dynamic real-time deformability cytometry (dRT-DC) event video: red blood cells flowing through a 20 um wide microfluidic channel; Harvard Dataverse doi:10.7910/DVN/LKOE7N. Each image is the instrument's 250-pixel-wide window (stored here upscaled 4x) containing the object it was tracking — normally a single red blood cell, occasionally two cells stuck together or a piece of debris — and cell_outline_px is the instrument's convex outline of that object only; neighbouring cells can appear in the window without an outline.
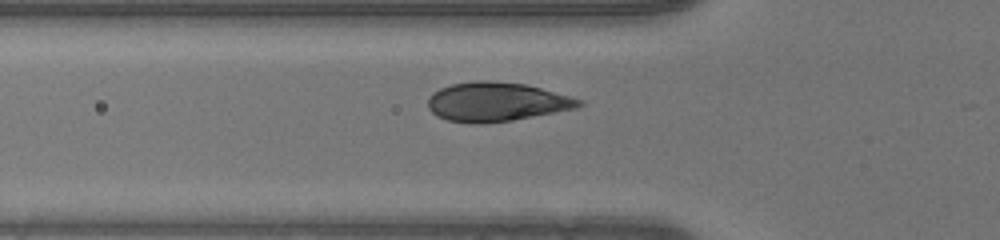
{"species": "human", "species_latin": "Homo sapiens", "temperature_condition": "warm", "stored_images_in_passage": 29, "camera_frame_rate_fps": 3000, "um_per_image_px": 0.085, "donor": {"sex": "male"}, "frame": {"image": 1, "passage_image": 4, "time_ms": 1.0, "image_size_px": [1000, 240], "cell_outline_px": [[584, 104], [576, 108], [512, 120], [480, 124], [472, 124], [448, 120], [436, 116], [428, 108], [428, 100], [432, 92], [440, 88], [452, 84], [476, 80], [488, 80], [524, 84], [540, 88], [584, 100]], "centroid_in_image_um": [42.17, 8.66], "position_along_channel_um": 83.6, "area_um2": 34.33}}
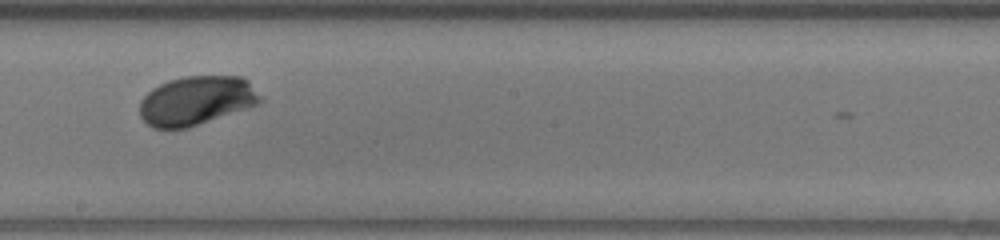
{"frame": {"image": 2, "passage_image": 15, "time_ms": 4.667, "image_size_px": [1000, 240], "cell_outline_px": [[264, 100], [260, 104], [188, 128], [152, 128], [140, 116], [140, 100], [152, 88], [168, 80], [184, 76], [244, 76], [248, 80]], "centroid_in_image_um": [16.72, 8.54], "position_along_channel_um": 231.5, "area_um2": 34.68}}
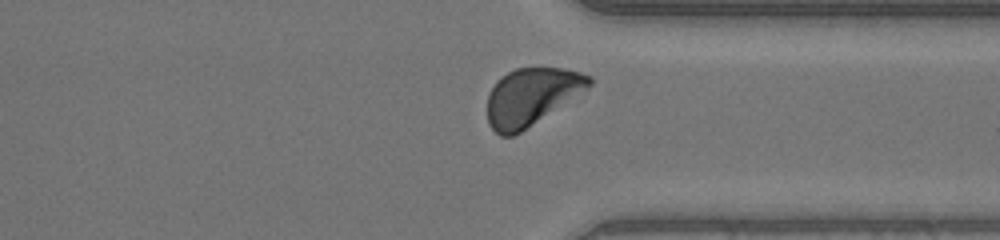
{"frame": {"image": 3, "passage_image": 25, "time_ms": 8.0, "image_size_px": [1000, 240], "cell_outline_px": [[592, 84], [588, 88], [520, 132], [512, 136], [500, 136], [488, 124], [488, 92], [496, 80], [508, 72], [516, 68], [564, 68], [580, 72], [592, 76]], "centroid_in_image_um": [45.15, 8.2], "position_along_channel_um": 366.3, "area_um2": 33.64}}